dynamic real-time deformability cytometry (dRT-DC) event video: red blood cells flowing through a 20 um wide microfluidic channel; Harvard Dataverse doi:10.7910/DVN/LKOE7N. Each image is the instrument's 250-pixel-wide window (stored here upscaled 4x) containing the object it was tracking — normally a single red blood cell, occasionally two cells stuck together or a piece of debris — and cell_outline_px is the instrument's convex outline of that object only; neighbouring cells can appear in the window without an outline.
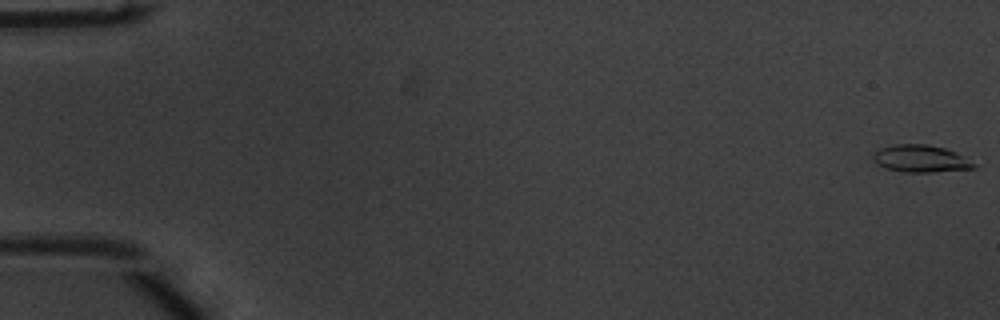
{"species": "common noctule bat (a hibernating species)", "species_latin": "Nyctalus noctula", "temperature_condition": "warm", "stored_images_in_passage": 53, "camera_frame_rate_fps": 3000, "um_per_image_px": 0.085, "animal": {"sex": "male", "body_mass_g": 20.1, "forearm_length_mm": 53.5}, "frame": {"image": 1, "passage_image": 1, "time_ms": 0.0, "image_size_px": [1000, 320], "cell_outline_px": [[976, 168], [936, 172], [904, 172], [888, 168], [876, 164], [872, 160], [872, 156], [880, 148], [892, 144], [928, 144], [944, 148], [956, 152], [964, 156], [976, 164]], "centroid_in_image_um": [78.27, 13.48], "position_along_channel_um": 6.7, "area_um2": 16.07}}
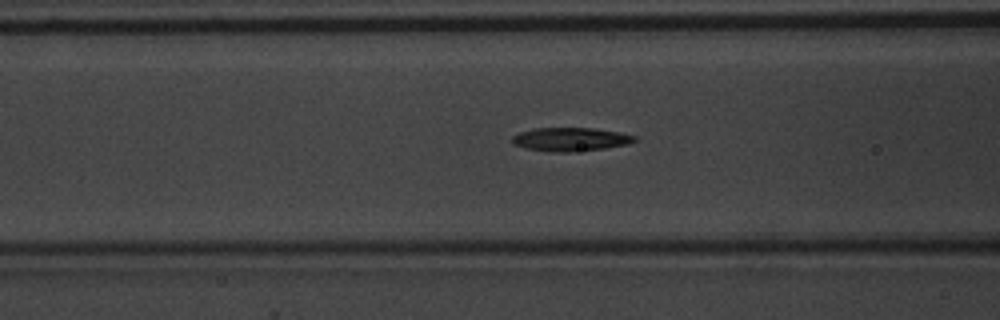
{"frame": {"image": 2, "passage_image": 22, "time_ms": 7.0, "image_size_px": [1000, 320], "cell_outline_px": [[636, 140], [628, 144], [604, 148], [572, 152], [552, 152], [524, 148], [512, 144], [512, 136], [520, 132], [536, 128], [592, 128], [620, 132], [636, 136]], "centroid_in_image_um": [48.47, 11.84], "position_along_channel_um": 118.1, "area_um2": 16.82}}
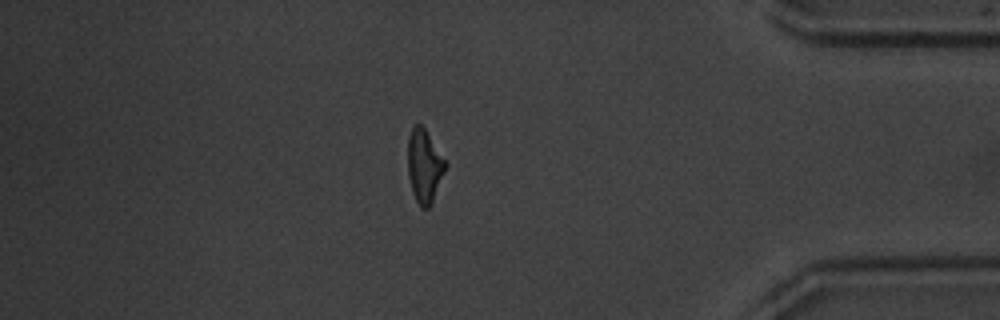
{"frame": {"image": 3, "passage_image": 46, "time_ms": 15.0, "image_size_px": [1000, 320], "cell_outline_px": [[448, 164], [432, 200], [428, 208], [420, 208], [412, 192], [408, 176], [408, 136], [412, 124], [420, 124], [424, 128]], "centroid_in_image_um": [36.05, 14.08], "position_along_channel_um": 399.2, "area_um2": 15.95}, "authors_computed_cell_mechanics": {"area_um2": 16.2418, "velocity_mm_per_s": 3.8967, "shape_relaxation_time_tau1_ms": 4.4539, "shape_relaxation_time_tau2_ms": 3.7265, "deformation_change_tau1": 0.1986, "deformation_change_tau2": 0.1409}}